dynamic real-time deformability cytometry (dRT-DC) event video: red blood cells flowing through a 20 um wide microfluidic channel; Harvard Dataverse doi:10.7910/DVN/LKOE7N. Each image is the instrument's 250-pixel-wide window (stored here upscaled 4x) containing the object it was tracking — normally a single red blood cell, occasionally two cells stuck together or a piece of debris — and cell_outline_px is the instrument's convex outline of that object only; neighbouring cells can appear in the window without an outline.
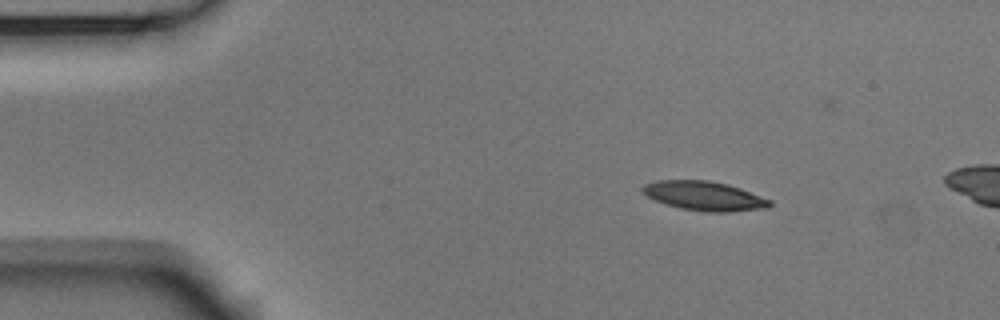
{"species": "Egyptian fruit bat (a non-hibernating species)", "species_latin": "Rousettus aegyptiacus", "temperature_condition": "room temperature", "stored_images_in_passage": 6, "camera_frame_rate_fps": 3000, "um_per_image_px": 0.085, "animal": {"sex": "male"}, "frame": {"image": 1, "passage_image": 1, "time_ms": 0.0, "image_size_px": [1000, 320], "cell_outline_px": [[772, 204], [768, 208], [728, 212], [704, 212], [680, 208], [656, 200], [648, 196], [640, 188], [644, 184], [656, 180], [708, 180], [728, 184], [740, 188], [772, 200]], "centroid_in_image_um": [59.9, 16.65], "position_along_channel_um": 25.1, "area_um2": 21.68}}